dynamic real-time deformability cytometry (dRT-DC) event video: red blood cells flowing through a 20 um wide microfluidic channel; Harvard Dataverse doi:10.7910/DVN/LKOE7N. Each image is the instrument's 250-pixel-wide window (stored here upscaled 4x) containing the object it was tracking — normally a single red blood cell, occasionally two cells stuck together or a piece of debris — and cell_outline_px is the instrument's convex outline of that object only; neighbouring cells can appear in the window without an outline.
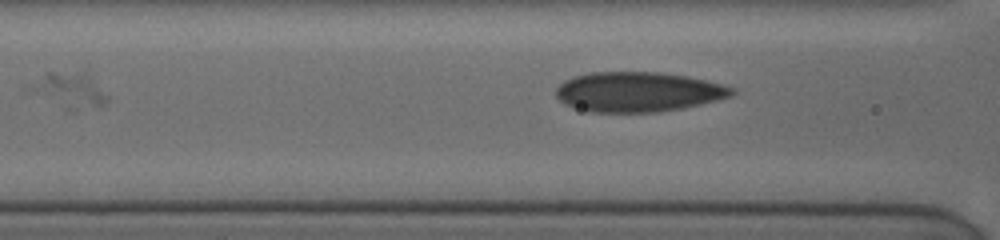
{"species": "human", "species_latin": "Homo sapiens", "temperature_condition": "cold", "stored_images_in_passage": 8, "camera_frame_rate_fps": 3000, "um_per_image_px": 0.085, "donor": {"sex": "female"}, "frame": {"image": 1, "passage_image": 8, "time_ms": 6.0, "image_size_px": [1000, 240], "cell_outline_px": [[736, 92], [732, 96], [684, 108], [656, 112], [592, 112], [568, 104], [560, 100], [556, 96], [556, 88], [564, 80], [572, 76], [592, 72], [660, 72], [688, 76], [708, 80], [724, 84], [736, 88]], "centroid_in_image_um": [54.3, 7.79], "position_along_channel_um": 112.3, "area_um2": 40.98}}